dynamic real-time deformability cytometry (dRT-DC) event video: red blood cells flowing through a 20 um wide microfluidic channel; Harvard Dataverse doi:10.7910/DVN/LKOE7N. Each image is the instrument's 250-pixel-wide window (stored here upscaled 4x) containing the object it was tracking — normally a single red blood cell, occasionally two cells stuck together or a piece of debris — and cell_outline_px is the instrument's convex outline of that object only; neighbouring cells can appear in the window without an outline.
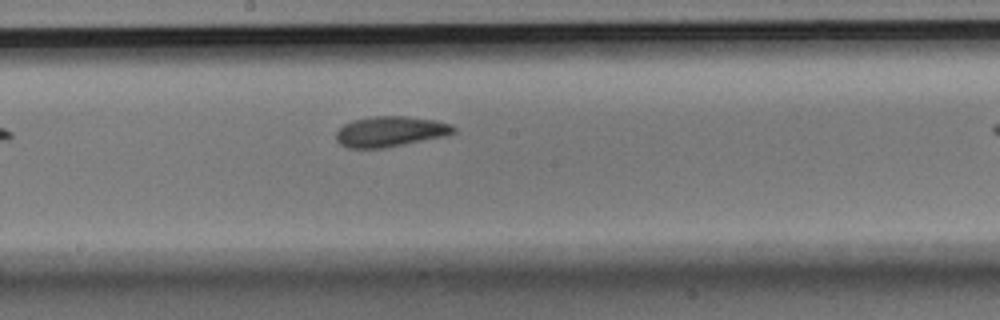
{"species": "Egyptian fruit bat (a non-hibernating species)", "species_latin": "Rousettus aegyptiacus", "temperature_condition": "room temperature", "stored_images_in_passage": 6, "segment_of_instrument_passage": [1, 2], "camera_frame_rate_fps": 3000, "um_per_image_px": 0.085, "animal": {"sex": "male"}, "frame": {"image": 1, "passage_image": 5, "time_ms": 1.333, "image_size_px": [1000, 320], "cell_outline_px": [[456, 132], [444, 136], [384, 148], [348, 148], [340, 144], [336, 140], [336, 132], [344, 124], [352, 120], [376, 116], [404, 116], [436, 120], [452, 124], [456, 128]], "centroid_in_image_um": [33.18, 11.18], "position_along_channel_um": 215.0, "area_um2": 20.81}}